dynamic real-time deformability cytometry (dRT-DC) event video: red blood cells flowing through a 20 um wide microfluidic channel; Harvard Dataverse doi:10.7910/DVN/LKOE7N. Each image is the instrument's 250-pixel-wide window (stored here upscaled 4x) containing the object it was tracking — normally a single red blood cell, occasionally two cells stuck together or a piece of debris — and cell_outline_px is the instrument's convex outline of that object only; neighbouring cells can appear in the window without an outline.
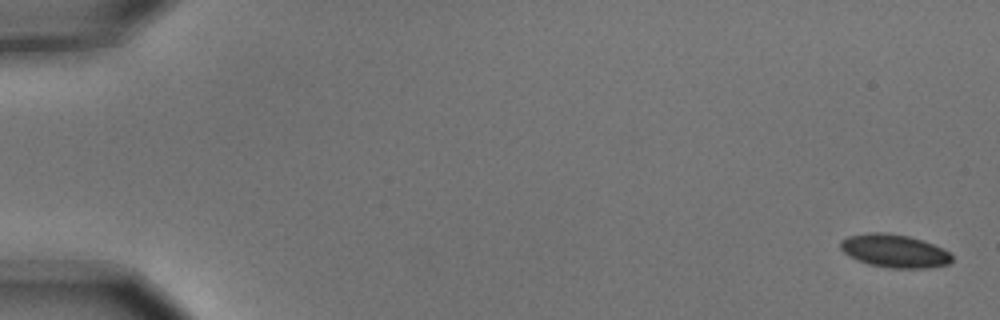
{"species": "common noctule bat (a hibernating species)", "species_latin": "Nyctalus noctula", "temperature_condition": "cold", "stored_images_in_passage": 11, "camera_frame_rate_fps": 3000, "um_per_image_px": 0.085, "animal": {"sex": "male", "body_mass_g": 15.6}, "frame": {"image": 1, "passage_image": 1, "time_ms": 0.0, "image_size_px": [1000, 320], "cell_outline_px": [[952, 260], [948, 264], [928, 268], [892, 268], [868, 264], [856, 260], [844, 252], [840, 248], [840, 240], [848, 236], [872, 232], [884, 232], [908, 236], [944, 248], [952, 256]], "centroid_in_image_um": [76.01, 21.33], "position_along_channel_um": 9.0, "area_um2": 21.44}}
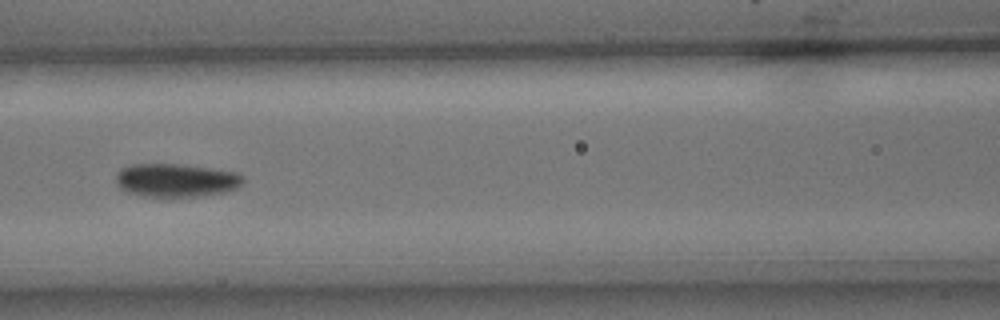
{"frame": {"image": 2, "passage_image": 7, "time_ms": 2.0, "image_size_px": [1000, 320], "cell_outline_px": [[244, 180], [236, 188], [224, 192], [204, 196], [172, 200], [160, 200], [128, 192], [120, 188], [116, 180], [116, 176], [120, 168], [132, 164], [176, 164], [208, 168], [236, 172], [244, 176]], "centroid_in_image_um": [14.94, 15.38], "position_along_channel_um": 151.7, "area_um2": 25.55}}
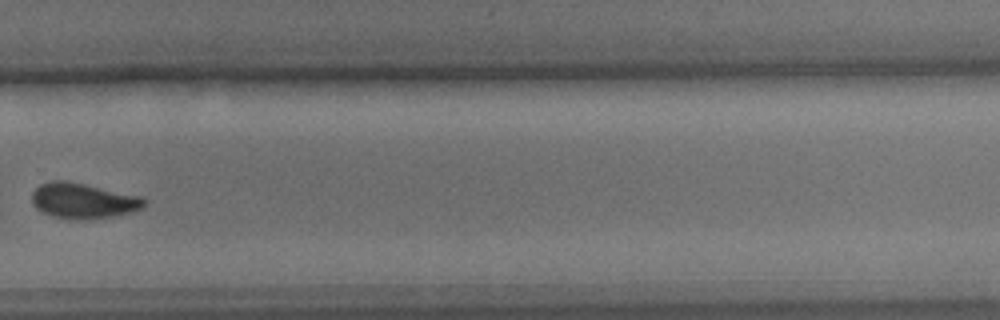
{"frame": {"image": 3, "passage_image": 11, "time_ms": 3.333, "image_size_px": [1000, 320], "cell_outline_px": [[144, 204], [140, 208], [132, 212], [116, 216], [84, 220], [72, 220], [52, 216], [36, 208], [32, 204], [32, 192], [40, 184], [52, 180], [64, 180], [84, 184], [140, 196], [144, 200]], "centroid_in_image_um": [7.02, 17.08], "position_along_channel_um": 322.8, "area_um2": 23.12}}